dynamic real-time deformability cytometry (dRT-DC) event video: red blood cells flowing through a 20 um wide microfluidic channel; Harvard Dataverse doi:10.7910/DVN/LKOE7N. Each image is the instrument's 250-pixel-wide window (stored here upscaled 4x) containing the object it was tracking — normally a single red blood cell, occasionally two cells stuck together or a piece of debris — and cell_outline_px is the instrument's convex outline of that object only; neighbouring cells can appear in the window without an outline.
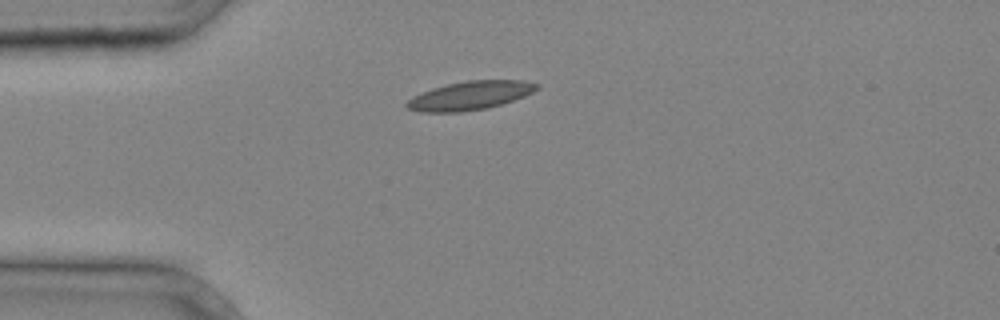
{"species": "common noctule bat (a hibernating species)", "species_latin": "Nyctalus noctula", "temperature_condition": "cold", "stored_images_in_passage": 1, "camera_frame_rate_fps": 3000, "um_per_image_px": 0.085, "animal": {"sex": "male", "body_mass_g": 20.4}, "frame": {"image": 1, "passage_image": 1, "time_ms": 0.0, "image_size_px": [1000, 320], "cell_outline_px": [[540, 88], [524, 96], [488, 108], [460, 112], [420, 112], [408, 108], [404, 104], [412, 96], [432, 88], [464, 80], [524, 80], [540, 84]], "centroid_in_image_um": [39.95, 8.11], "position_along_channel_um": 45.0, "area_um2": 21.73}}